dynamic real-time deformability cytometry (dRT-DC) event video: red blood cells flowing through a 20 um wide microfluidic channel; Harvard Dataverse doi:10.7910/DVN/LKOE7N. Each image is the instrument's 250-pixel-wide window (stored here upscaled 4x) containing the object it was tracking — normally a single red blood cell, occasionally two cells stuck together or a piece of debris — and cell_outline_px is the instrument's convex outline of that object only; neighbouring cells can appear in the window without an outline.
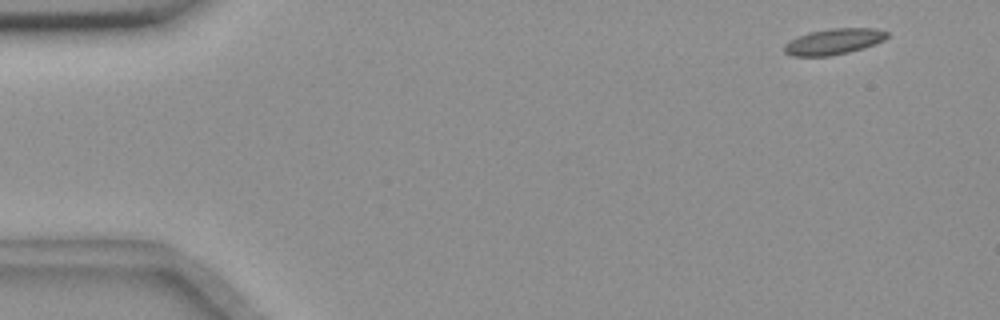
{"species": "common noctule bat (a hibernating species)", "species_latin": "Nyctalus noctula", "temperature_condition": "room temperature", "stored_images_in_passage": 4, "camera_frame_rate_fps": 3000, "um_per_image_px": 0.085, "animal": {"sex": "female", "body_mass_g": 18.4}, "frame": {"image": 1, "passage_image": 1, "time_ms": 0.0, "image_size_px": [1000, 320], "cell_outline_px": [[888, 36], [884, 40], [848, 52], [828, 56], [792, 56], [784, 52], [784, 44], [796, 36], [808, 32], [832, 28], [876, 28], [888, 32]], "centroid_in_image_um": [70.82, 3.52], "position_along_channel_um": 14.2, "area_um2": 15.43}}